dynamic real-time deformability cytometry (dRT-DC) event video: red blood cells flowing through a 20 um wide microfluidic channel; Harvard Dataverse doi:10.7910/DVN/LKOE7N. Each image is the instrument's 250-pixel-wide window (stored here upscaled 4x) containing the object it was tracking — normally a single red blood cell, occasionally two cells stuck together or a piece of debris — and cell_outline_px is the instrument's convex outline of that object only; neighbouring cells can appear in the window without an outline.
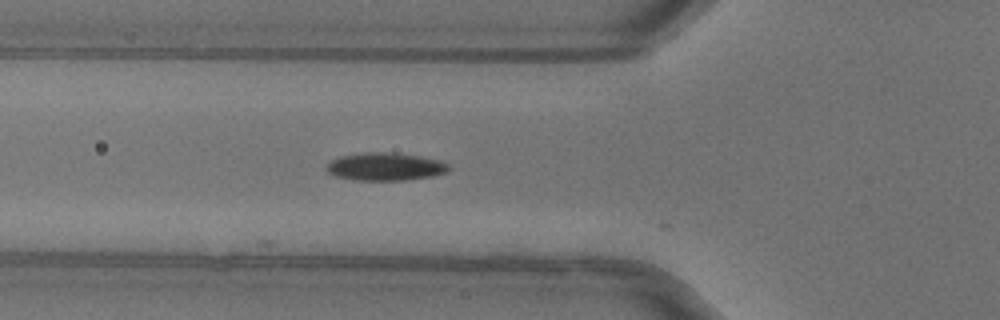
{"species": "common noctule bat (a hibernating species)", "species_latin": "Nyctalus noctula", "temperature_condition": "warm", "stored_images_in_passage": 9, "camera_frame_rate_fps": 3000, "um_per_image_px": 0.085, "animal": {"sex": "female"}, "frame": {"image": 1, "passage_image": 2, "time_ms": 0.333, "image_size_px": [1000, 320], "cell_outline_px": [[448, 168], [444, 172], [432, 176], [404, 180], [356, 180], [336, 176], [328, 172], [328, 164], [332, 160], [340, 156], [364, 152], [392, 152], [440, 160], [448, 164]], "centroid_in_image_um": [32.73, 14.16], "position_along_channel_um": 93.1, "area_um2": 19.48}}